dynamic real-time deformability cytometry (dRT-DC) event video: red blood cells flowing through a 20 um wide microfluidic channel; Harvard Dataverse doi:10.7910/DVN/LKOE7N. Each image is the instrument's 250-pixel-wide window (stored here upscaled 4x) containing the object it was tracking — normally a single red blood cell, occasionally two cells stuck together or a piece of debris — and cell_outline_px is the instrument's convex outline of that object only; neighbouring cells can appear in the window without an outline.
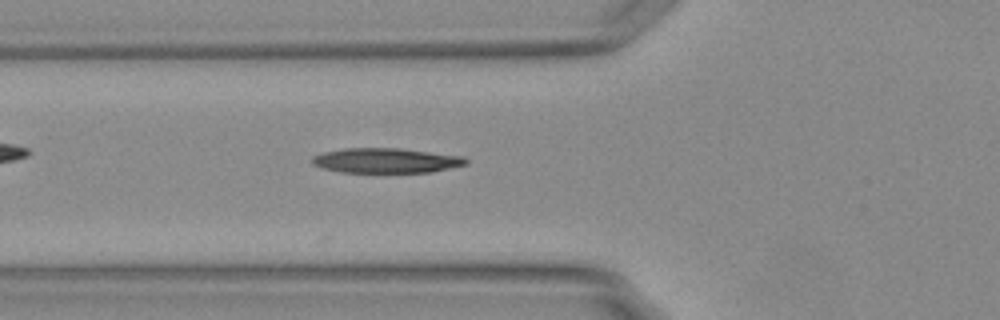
{"species": "Egyptian fruit bat (a non-hibernating species)", "species_latin": "Rousettus aegyptiacus", "temperature_condition": "warm", "stored_images_in_passage": 16, "camera_frame_rate_fps": 3000, "um_per_image_px": 0.085, "animal": {"sex": "female"}, "frame": {"image": 1, "passage_image": 11, "time_ms": 3.333, "image_size_px": [1000, 320], "cell_outline_px": [[468, 164], [432, 172], [340, 172], [324, 168], [312, 164], [312, 156], [324, 152], [344, 148], [400, 148], [464, 156], [468, 160]], "centroid_in_image_um": [32.84, 13.64], "position_along_channel_um": 93.0, "area_um2": 22.31}}